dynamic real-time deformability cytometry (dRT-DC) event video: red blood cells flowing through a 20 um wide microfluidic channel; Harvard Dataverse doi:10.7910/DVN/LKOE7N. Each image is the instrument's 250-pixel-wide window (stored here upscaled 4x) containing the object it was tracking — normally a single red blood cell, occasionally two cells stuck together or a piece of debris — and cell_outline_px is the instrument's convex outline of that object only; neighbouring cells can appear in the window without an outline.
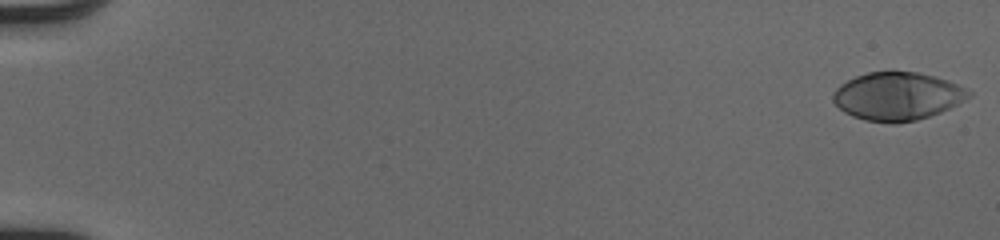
{"species": "human", "species_latin": "Homo sapiens", "temperature_condition": "cold", "stored_images_in_passage": 52, "camera_frame_rate_fps": 3000, "um_per_image_px": 0.085, "donor": {"sex": "male"}, "frame": {"image": 1, "passage_image": 1, "time_ms": 0.0, "image_size_px": [1000, 240], "cell_outline_px": [[972, 96], [940, 112], [916, 120], [896, 124], [892, 124], [864, 120], [852, 116], [844, 112], [832, 100], [832, 92], [840, 84], [856, 76], [868, 72], [916, 72], [948, 80], [968, 88], [972, 92]], "centroid_in_image_um": [76.27, 8.19], "position_along_channel_um": 8.7, "area_um2": 38.03}}
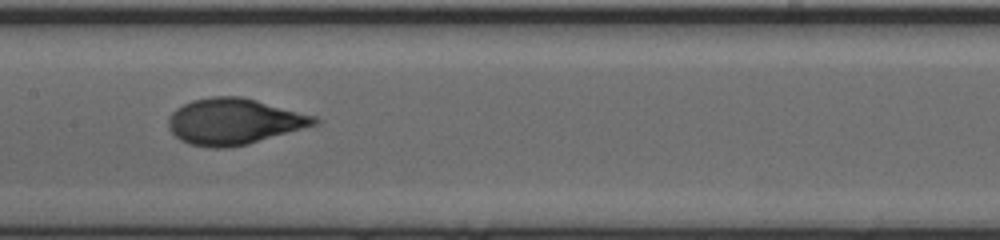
{"frame": {"image": 2, "passage_image": 28, "time_ms": 9.0, "image_size_px": [1000, 240], "cell_outline_px": [[320, 124], [248, 144], [228, 148], [212, 148], [188, 144], [180, 140], [168, 128], [168, 116], [176, 108], [192, 100], [212, 96], [240, 96], [256, 100], [316, 116], [320, 120]], "centroid_in_image_um": [19.89, 10.33], "position_along_channel_um": 187.5, "area_um2": 39.42}}
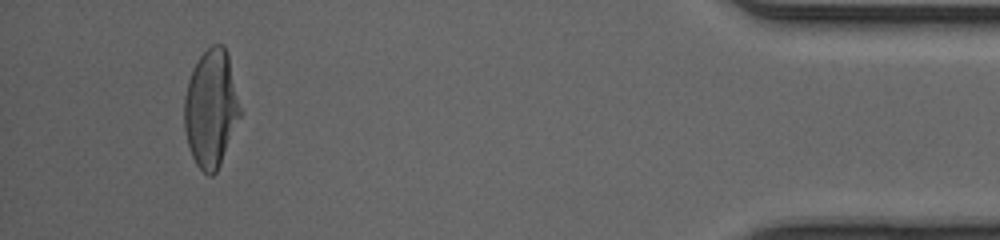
{"frame": {"image": 3, "passage_image": 49, "time_ms": 16.0, "image_size_px": [1000, 240], "cell_outline_px": [[240, 116], [220, 164], [216, 172], [212, 176], [208, 176], [196, 164], [192, 156], [188, 144], [184, 128], [184, 96], [188, 80], [200, 56], [212, 44], [224, 44], [228, 56], [240, 108]], "centroid_in_image_um": [17.91, 9.23], "position_along_channel_um": 417.3, "area_um2": 37.69}, "authors_computed_cell_mechanics": {"area_um2": 38.0035, "velocity_mm_per_s": 4.114, "shape_relaxation_time_tau1_ms": 3.7321, "shape_relaxation_time_tau2_ms": null, "deformation_change_tau1": 0.2161, "deformation_change_tau2": null}}